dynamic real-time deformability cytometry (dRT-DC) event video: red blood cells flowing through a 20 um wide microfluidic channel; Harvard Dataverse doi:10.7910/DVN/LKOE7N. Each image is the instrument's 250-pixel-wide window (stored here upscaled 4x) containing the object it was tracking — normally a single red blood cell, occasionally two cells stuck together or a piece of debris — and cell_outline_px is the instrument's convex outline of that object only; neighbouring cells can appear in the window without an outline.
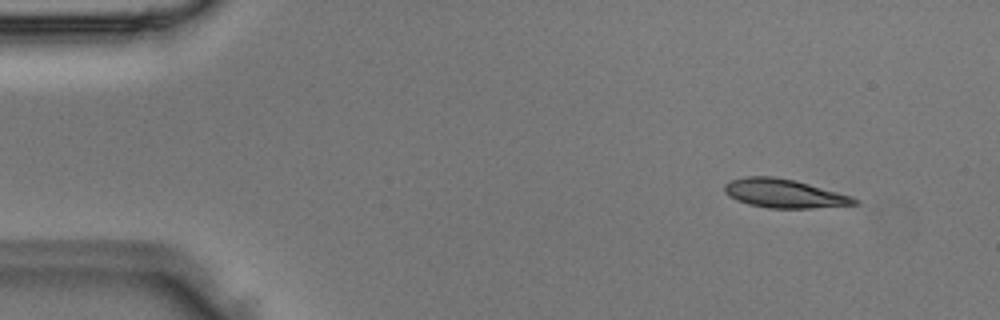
{"species": "Egyptian fruit bat (a non-hibernating species)", "species_latin": "Rousettus aegyptiacus", "temperature_condition": "room temperature", "stored_images_in_passage": 44, "camera_frame_rate_fps": 3000, "um_per_image_px": 0.085, "animal": {"sex": "male"}, "frame": {"image": 1, "passage_image": 1, "time_ms": 0.0, "image_size_px": [1000, 320], "cell_outline_px": [[860, 204], [812, 208], [768, 208], [748, 204], [736, 200], [728, 196], [724, 192], [724, 184], [728, 180], [744, 176], [772, 176], [796, 180], [852, 196], [860, 200]], "centroid_in_image_um": [66.63, 16.44], "position_along_channel_um": 18.4, "area_um2": 22.08}}
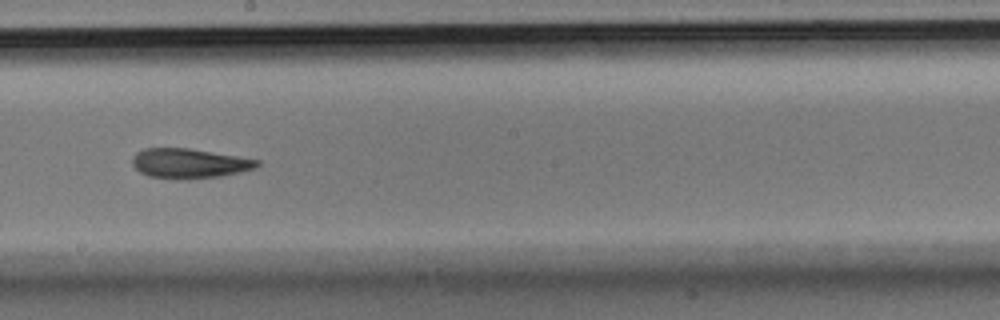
{"frame": {"image": 2, "passage_image": 23, "time_ms": 7.333, "image_size_px": [1000, 320], "cell_outline_px": [[260, 164], [256, 168], [240, 172], [220, 176], [188, 180], [176, 180], [148, 176], [140, 172], [132, 164], [132, 156], [136, 152], [144, 148], [188, 148], [260, 160]], "centroid_in_image_um": [16.06, 13.9], "position_along_channel_um": 232.1, "area_um2": 21.85}}
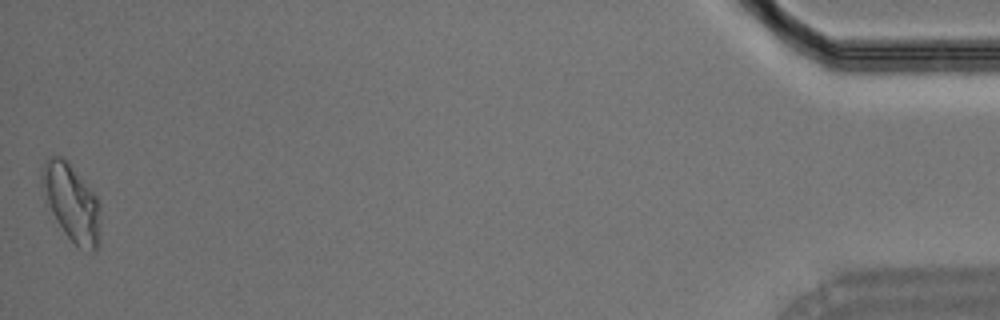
{"frame": {"image": 3, "passage_image": 44, "time_ms": 14.333, "image_size_px": [1000, 320], "cell_outline_px": [[100, 244], [92, 252], [76, 248], [64, 232], [56, 220], [44, 200], [40, 184], [40, 176], [44, 164], [48, 156], [60, 156], [68, 160], [96, 196], [100, 204]], "centroid_in_image_um": [6.08, 17.24], "position_along_channel_um": 429.1, "area_um2": 26.88}}